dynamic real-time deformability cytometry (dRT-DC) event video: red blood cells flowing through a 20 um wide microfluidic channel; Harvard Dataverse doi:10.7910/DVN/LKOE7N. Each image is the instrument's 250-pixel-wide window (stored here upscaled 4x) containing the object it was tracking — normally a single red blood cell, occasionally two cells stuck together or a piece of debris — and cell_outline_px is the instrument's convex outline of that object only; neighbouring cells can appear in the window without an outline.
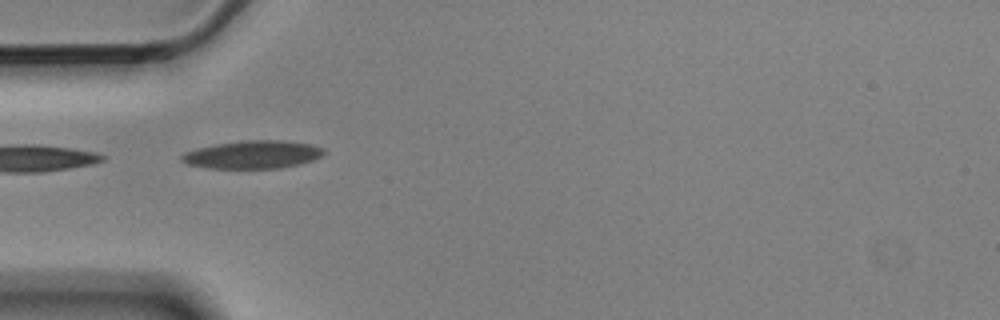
{"species": "Egyptian fruit bat (a non-hibernating species)", "species_latin": "Rousettus aegyptiacus", "temperature_condition": "cold", "stored_images_in_passage": 4, "camera_frame_rate_fps": 3000, "um_per_image_px": 0.085, "animal": {"sex": "male"}, "frame": {"image": 1, "passage_image": 1, "time_ms": 0.0, "image_size_px": [1000, 320], "cell_outline_px": [[324, 152], [320, 156], [312, 160], [300, 164], [280, 168], [208, 168], [188, 164], [180, 160], [180, 156], [184, 152], [196, 148], [216, 144], [244, 140], [280, 140], [312, 144], [324, 148]], "centroid_in_image_um": [21.46, 13.13], "position_along_channel_um": 63.5, "area_um2": 23.18}}
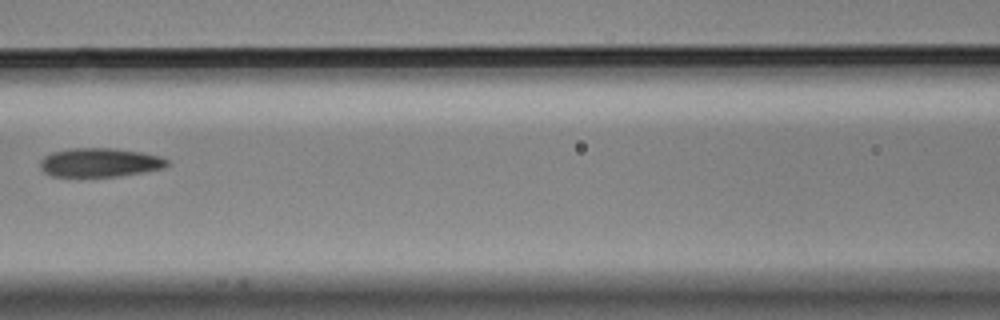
{"frame": {"image": 2, "passage_image": 3, "time_ms": 0.667, "image_size_px": [1000, 320], "cell_outline_px": [[168, 164], [164, 168], [144, 172], [120, 176], [52, 176], [44, 172], [40, 168], [40, 160], [44, 156], [52, 152], [72, 148], [112, 148], [140, 152], [160, 156], [168, 160]], "centroid_in_image_um": [8.47, 13.81], "position_along_channel_um": 158.1, "area_um2": 21.33}}
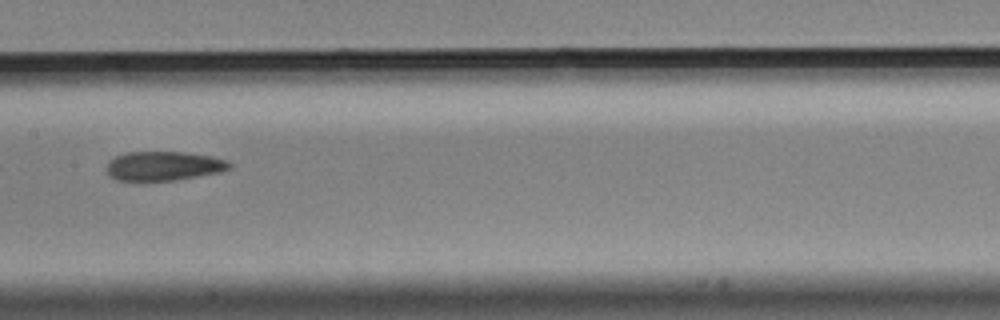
{"frame": {"image": 3, "passage_image": 4, "time_ms": 1.0, "image_size_px": [1000, 320], "cell_outline_px": [[232, 168], [220, 172], [176, 180], [116, 180], [108, 176], [104, 168], [108, 160], [116, 156], [128, 152], [184, 152], [212, 156], [228, 160], [232, 164]], "centroid_in_image_um": [13.89, 14.1], "position_along_channel_um": 193.5, "area_um2": 21.15}}